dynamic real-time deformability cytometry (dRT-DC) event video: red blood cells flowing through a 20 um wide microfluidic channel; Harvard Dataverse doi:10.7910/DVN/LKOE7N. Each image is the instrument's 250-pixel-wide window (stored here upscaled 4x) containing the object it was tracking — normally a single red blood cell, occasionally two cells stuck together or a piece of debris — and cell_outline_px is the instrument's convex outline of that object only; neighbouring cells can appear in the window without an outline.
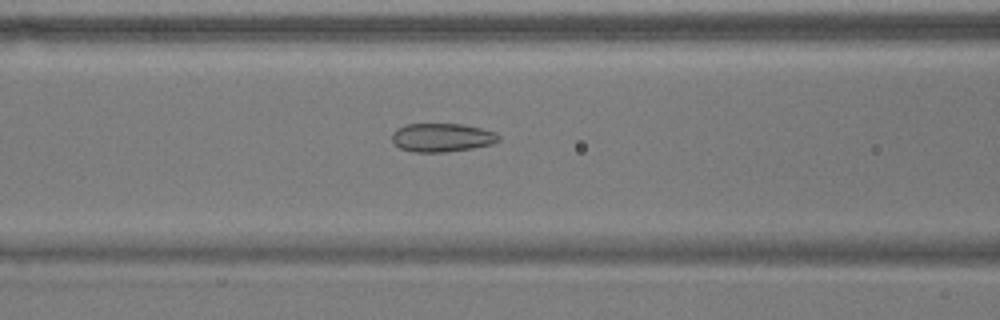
{"species": "common noctule bat (a hibernating species)", "species_latin": "Nyctalus noctula", "temperature_condition": "warm", "stored_images_in_passage": 38, "camera_frame_rate_fps": 3000, "um_per_image_px": 0.085, "animal": {"sex": "male", "body_mass_g": 17.9}, "frame": {"image": 1, "passage_image": 11, "time_ms": 3.333, "image_size_px": [1000, 320], "cell_outline_px": [[500, 140], [492, 144], [472, 148], [444, 152], [412, 152], [400, 148], [392, 140], [392, 132], [396, 128], [408, 124], [464, 124], [496, 132], [500, 136]], "centroid_in_image_um": [37.57, 11.69], "position_along_channel_um": 129.0, "area_um2": 17.8}}
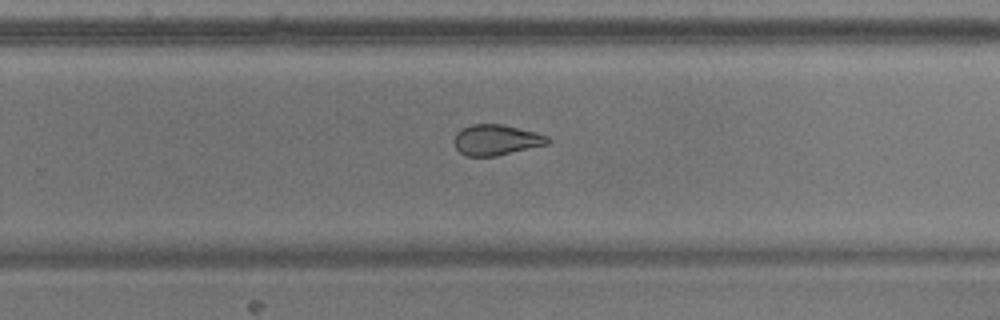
{"frame": {"image": 2, "passage_image": 24, "time_ms": 7.667, "image_size_px": [1000, 320], "cell_outline_px": [[552, 140], [548, 144], [496, 156], [468, 156], [460, 152], [456, 148], [452, 140], [456, 132], [472, 124], [500, 124], [536, 132], [548, 136]], "centroid_in_image_um": [42.18, 11.89], "position_along_channel_um": 287.6, "area_um2": 16.7}}
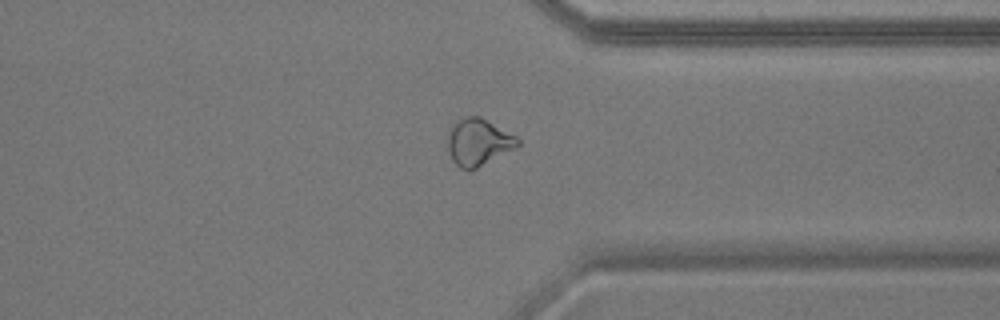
{"frame": {"image": 3, "passage_image": 31, "time_ms": 10.0, "image_size_px": [1000, 320], "cell_outline_px": [[520, 144], [516, 148], [476, 168], [460, 168], [452, 160], [448, 148], [448, 132], [452, 124], [456, 120], [468, 116], [480, 116], [516, 136], [520, 140]], "centroid_in_image_um": [40.66, 12.05], "position_along_channel_um": 370.7, "area_um2": 18.96}}